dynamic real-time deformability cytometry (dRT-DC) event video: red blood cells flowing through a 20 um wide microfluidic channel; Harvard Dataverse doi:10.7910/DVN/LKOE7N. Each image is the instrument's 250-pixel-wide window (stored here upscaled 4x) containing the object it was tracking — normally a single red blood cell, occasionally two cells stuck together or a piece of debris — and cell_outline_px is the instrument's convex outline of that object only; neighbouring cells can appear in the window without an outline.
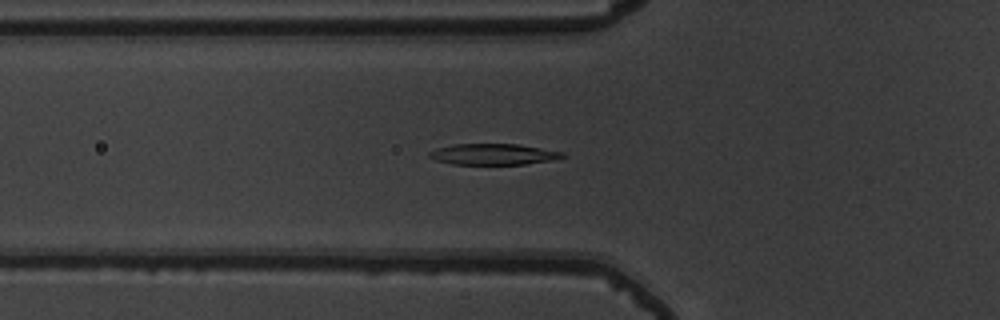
{"species": "common noctule bat (a hibernating species)", "species_latin": "Nyctalus noctula", "temperature_condition": "warm", "stored_images_in_passage": 46, "camera_frame_rate_fps": 3000, "um_per_image_px": 0.085, "animal": {"sex": "male", "body_mass_g": 19.5, "forearm_length_mm": 54.6}, "frame": {"image": 1, "passage_image": 11, "time_ms": 3.333, "image_size_px": [1000, 320], "cell_outline_px": [[564, 156], [556, 160], [524, 164], [452, 164], [436, 160], [428, 156], [428, 152], [436, 148], [456, 144], [520, 144], [564, 152]], "centroid_in_image_um": [41.95, 13.11], "position_along_channel_um": 83.8, "area_um2": 16.36}}
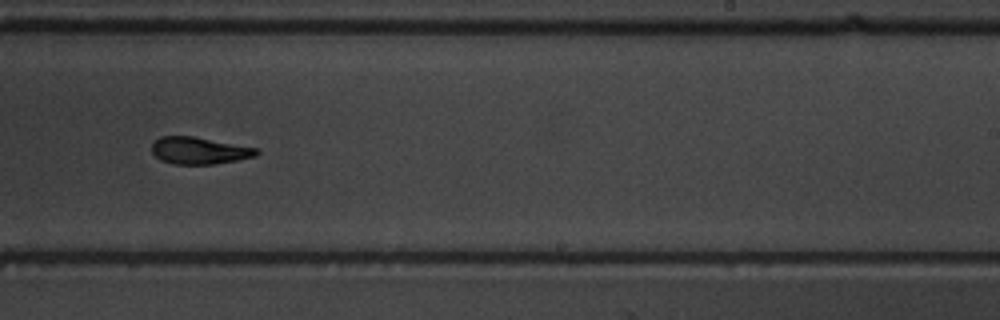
{"frame": {"image": 2, "passage_image": 26, "time_ms": 8.333, "image_size_px": [1000, 320], "cell_outline_px": [[260, 152], [256, 156], [236, 160], [212, 164], [172, 164], [160, 160], [152, 152], [152, 144], [160, 136], [192, 136], [260, 148]], "centroid_in_image_um": [16.95, 12.8], "position_along_channel_um": 272.0, "area_um2": 16.53}}
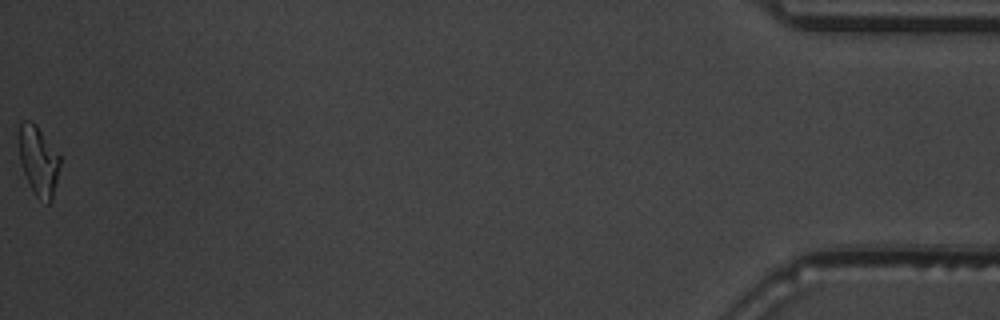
{"frame": {"image": 3, "passage_image": 46, "time_ms": 15.0, "image_size_px": [1000, 320], "cell_outline_px": [[60, 164], [52, 200], [48, 204], [36, 196], [24, 172], [20, 160], [20, 124], [24, 120], [28, 120], [36, 124], [60, 156]], "centroid_in_image_um": [3.29, 13.66], "position_along_channel_um": 431.9, "area_um2": 16.13}, "authors_computed_cell_mechanics": {"area_um2": 16.9354, "velocity_mm_per_s": 3.7658, "shape_relaxation_time_tau1_ms": 3.7634, "shape_relaxation_time_tau2_ms": 3.2261, "deformation_change_tau1": 0.1845, "deformation_change_tau2": 0.1262}}